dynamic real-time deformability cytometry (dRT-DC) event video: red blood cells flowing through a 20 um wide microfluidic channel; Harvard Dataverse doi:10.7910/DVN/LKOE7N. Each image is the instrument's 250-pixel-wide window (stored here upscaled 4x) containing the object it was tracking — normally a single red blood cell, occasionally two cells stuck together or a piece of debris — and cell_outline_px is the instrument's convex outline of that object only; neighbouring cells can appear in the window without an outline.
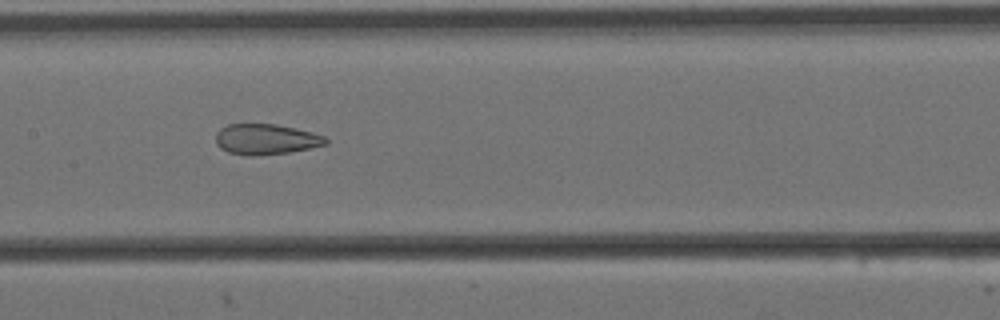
{"species": "Egyptian fruit bat (a non-hibernating species)", "species_latin": "Rousettus aegyptiacus", "temperature_condition": "cold", "stored_images_in_passage": 7, "camera_frame_rate_fps": 3000, "um_per_image_px": 0.085, "animal": {"sex": "female"}, "frame": {"image": 1, "passage_image": 7, "time_ms": 2.0, "image_size_px": [1000, 320], "cell_outline_px": [[328, 144], [288, 152], [260, 156], [248, 156], [228, 152], [220, 148], [216, 144], [216, 132], [220, 128], [228, 124], [276, 124], [296, 128], [312, 132], [324, 136], [328, 140]], "centroid_in_image_um": [22.58, 11.84], "position_along_channel_um": 184.8, "area_um2": 19.71}}